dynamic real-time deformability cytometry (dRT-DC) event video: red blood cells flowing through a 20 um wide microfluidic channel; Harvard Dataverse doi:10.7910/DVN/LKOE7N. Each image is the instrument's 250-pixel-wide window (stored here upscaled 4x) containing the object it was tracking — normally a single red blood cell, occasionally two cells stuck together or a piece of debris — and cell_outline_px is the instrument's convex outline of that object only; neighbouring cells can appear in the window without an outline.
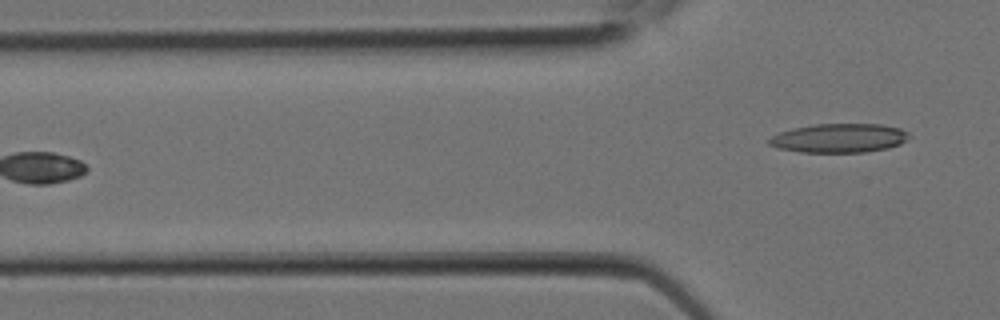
{"species": "Egyptian fruit bat (a non-hibernating species)", "species_latin": "Rousettus aegyptiacus", "temperature_condition": "room temperature", "stored_images_in_passage": 9, "segment_of_instrument_passage": [2, 2], "camera_frame_rate_fps": 3000, "um_per_image_px": 0.085, "animal": {"sex": "female"}, "frame": {"image": 1, "passage_image": 9, "time_ms": 2.667, "image_size_px": [1000, 320], "cell_outline_px": [[912, 136], [900, 144], [888, 148], [864, 152], [800, 152], [776, 148], [768, 144], [768, 140], [772, 136], [780, 132], [792, 128], [812, 124], [880, 124], [900, 128], [908, 132]], "centroid_in_image_um": [71.33, 11.73], "position_along_channel_um": 54.5, "area_um2": 23.81}}